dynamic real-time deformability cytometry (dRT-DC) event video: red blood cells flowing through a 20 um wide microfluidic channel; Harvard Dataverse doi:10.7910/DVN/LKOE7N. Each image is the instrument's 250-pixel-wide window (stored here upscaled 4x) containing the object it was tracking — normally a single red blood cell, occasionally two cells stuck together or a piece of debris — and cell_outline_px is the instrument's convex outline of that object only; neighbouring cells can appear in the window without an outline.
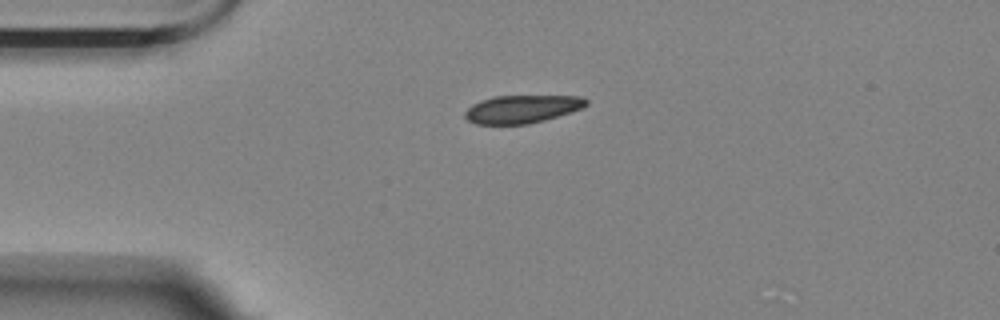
{"species": "Egyptian fruit bat (a non-hibernating species)", "species_latin": "Rousettus aegyptiacus", "temperature_condition": "room temperature", "stored_images_in_passage": 37, "camera_frame_rate_fps": 3000, "um_per_image_px": 0.085, "animal": {"sex": "female"}, "frame": {"image": 1, "passage_image": 1, "time_ms": 0.0, "image_size_px": [1000, 320], "cell_outline_px": [[588, 104], [584, 108], [544, 120], [528, 124], [476, 124], [468, 120], [464, 116], [464, 112], [472, 104], [480, 100], [496, 96], [580, 96], [588, 100]], "centroid_in_image_um": [44.37, 9.27], "position_along_channel_um": 40.6, "area_um2": 19.77}}
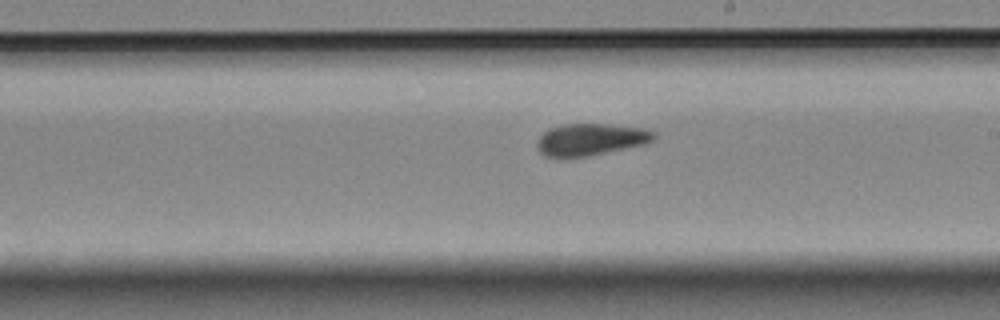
{"frame": {"image": 2, "passage_image": 20, "time_ms": 6.333, "image_size_px": [1000, 320], "cell_outline_px": [[656, 136], [652, 140], [644, 144], [588, 156], [544, 156], [540, 152], [536, 144], [536, 140], [548, 128], [564, 124], [608, 124], [644, 128], [656, 132]], "centroid_in_image_um": [50.2, 11.83], "position_along_channel_um": 238.8, "area_um2": 21.56}}
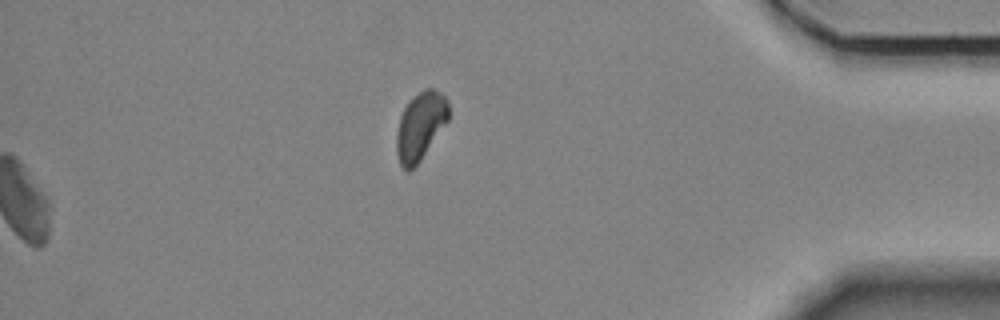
{"frame": {"image": 3, "passage_image": 37, "time_ms": 12.0, "image_size_px": [1000, 320], "cell_outline_px": [[448, 120], [420, 160], [408, 172], [404, 172], [400, 164], [396, 152], [396, 136], [400, 116], [404, 108], [412, 96], [424, 88], [432, 88], [440, 92], [448, 100]], "centroid_in_image_um": [35.71, 10.7], "position_along_channel_um": 399.5, "area_um2": 20.52}, "authors_computed_cell_mechanics": {"area_um2": 21.8484, "velocity_mm_per_s": 3.4799, "shape_relaxation_time_tau1_ms": 8.1946, "shape_relaxation_time_tau2_ms": 10.3637, "deformation_change_tau1": 0.1423, "deformation_change_tau2": 0.0816}}